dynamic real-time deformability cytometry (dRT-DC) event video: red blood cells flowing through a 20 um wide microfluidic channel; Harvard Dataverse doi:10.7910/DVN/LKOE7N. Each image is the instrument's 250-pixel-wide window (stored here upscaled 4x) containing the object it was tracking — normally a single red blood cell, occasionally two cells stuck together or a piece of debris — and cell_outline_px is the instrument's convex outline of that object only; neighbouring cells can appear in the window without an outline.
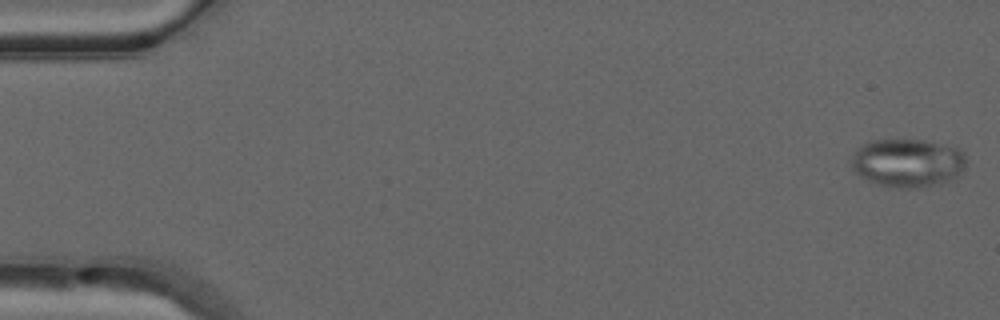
{"species": "common noctule bat (a hibernating species)", "species_latin": "Nyctalus noctula", "temperature_condition": "warm", "stored_images_in_passage": 46, "camera_frame_rate_fps": 3000, "um_per_image_px": 0.085, "animal": {"sex": "male", "forearm_length_mm": 52.5}, "frame": {"image": 1, "passage_image": 1, "time_ms": 0.0, "image_size_px": [1000, 320], "cell_outline_px": [[964, 168], [956, 176], [940, 184], [916, 188], [904, 188], [876, 184], [860, 176], [852, 168], [852, 156], [856, 148], [872, 140], [924, 140], [956, 148], [964, 152]], "centroid_in_image_um": [77.12, 13.84], "position_along_channel_um": 7.9, "area_um2": 32.08}}
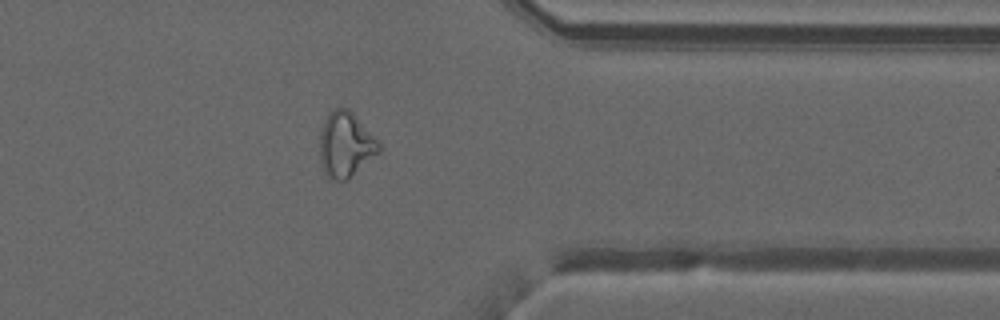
{"frame": {"image": 2, "passage_image": 40, "time_ms": 13.0, "image_size_px": [1000, 320], "cell_outline_px": [[380, 152], [344, 180], [336, 180], [328, 176], [324, 172], [320, 160], [320, 132], [324, 120], [336, 108], [348, 108], [356, 116], [380, 144]], "centroid_in_image_um": [29.36, 12.28], "position_along_channel_um": 382.0, "area_um2": 21.79}, "authors_computed_cell_mechanics": {"area_um2": 23.0911, "velocity_mm_per_s": 4.079, "shape_relaxation_time_tau1_ms": null, "shape_relaxation_time_tau2_ms": 1.8179, "deformation_change_tau1": null, "deformation_change_tau2": 0.0802}}